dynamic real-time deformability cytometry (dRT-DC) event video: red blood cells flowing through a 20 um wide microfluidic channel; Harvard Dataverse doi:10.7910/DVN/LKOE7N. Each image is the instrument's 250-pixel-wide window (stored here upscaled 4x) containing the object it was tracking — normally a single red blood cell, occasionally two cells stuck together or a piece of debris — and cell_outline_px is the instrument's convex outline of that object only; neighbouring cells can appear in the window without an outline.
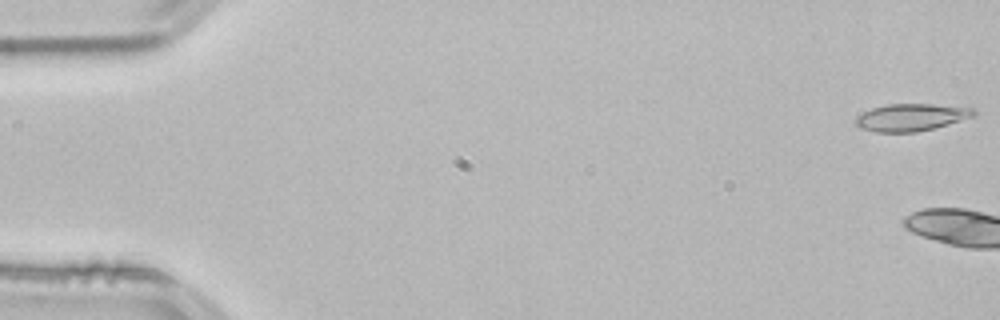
{"species": "common noctule bat (a hibernating species)", "species_latin": "Nyctalus noctula", "temperature_condition": "room temperature", "stored_images_in_passage": 5, "camera_frame_rate_fps": 3000, "um_per_image_px": 0.085, "animal": {"sex": "male", "body_mass_g": 21.5, "forearm_length_mm": 52.0}, "frame": {"image": 1, "passage_image": 1, "time_ms": 0.0, "image_size_px": [1000, 320], "cell_outline_px": [[976, 116], [932, 128], [916, 132], [876, 132], [860, 128], [856, 124], [856, 116], [872, 108], [888, 104], [932, 104], [976, 108]], "centroid_in_image_um": [77.47, 9.96], "position_along_channel_um": 7.5, "area_um2": 18.67}}